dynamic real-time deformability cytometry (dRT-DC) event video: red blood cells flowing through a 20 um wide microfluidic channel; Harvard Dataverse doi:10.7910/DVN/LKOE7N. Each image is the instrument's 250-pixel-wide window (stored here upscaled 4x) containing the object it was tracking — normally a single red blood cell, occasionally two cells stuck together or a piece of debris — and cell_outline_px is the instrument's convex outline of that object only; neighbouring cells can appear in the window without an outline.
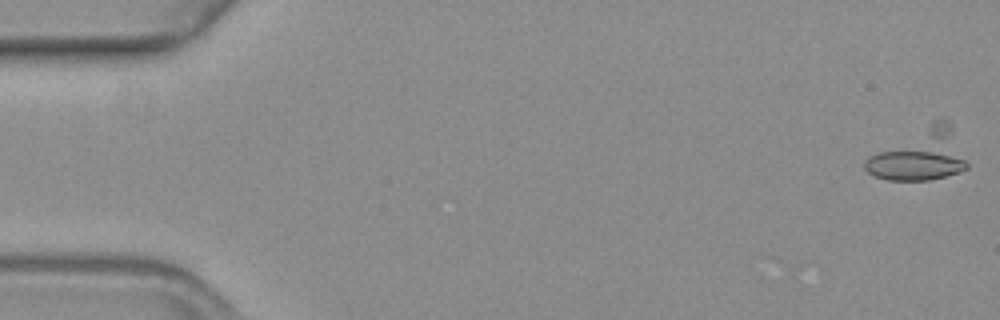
{"species": "common noctule bat (a hibernating species)", "species_latin": "Nyctalus noctula", "temperature_condition": "warm", "stored_images_in_passage": 20, "camera_frame_rate_fps": 3000, "um_per_image_px": 0.085, "animal": {"sex": "female", "body_mass_g": 19.3, "forearm_length_mm": 54.1}, "frame": {"image": 1, "passage_image": 1, "time_ms": 0.0, "image_size_px": [1000, 320], "cell_outline_px": [[968, 168], [960, 172], [928, 180], [888, 180], [876, 176], [868, 172], [864, 168], [864, 160], [868, 156], [932, 120], [948, 120], [952, 128], [968, 164]], "centroid_in_image_um": [78.18, 13.17], "position_along_channel_um": 6.8, "area_um2": 30.23}}
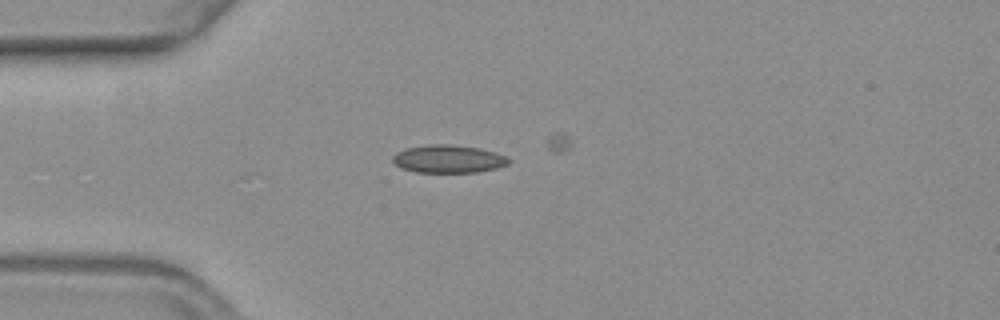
{"frame": {"image": 2, "passage_image": 15, "time_ms": 4.667, "image_size_px": [1000, 320], "cell_outline_px": [[508, 164], [496, 168], [476, 172], [416, 172], [400, 168], [392, 160], [392, 156], [396, 152], [404, 148], [428, 144], [452, 144], [480, 148], [496, 152], [504, 156], [508, 160]], "centroid_in_image_um": [38.06, 13.5], "position_along_channel_um": 46.9, "area_um2": 18.9}}